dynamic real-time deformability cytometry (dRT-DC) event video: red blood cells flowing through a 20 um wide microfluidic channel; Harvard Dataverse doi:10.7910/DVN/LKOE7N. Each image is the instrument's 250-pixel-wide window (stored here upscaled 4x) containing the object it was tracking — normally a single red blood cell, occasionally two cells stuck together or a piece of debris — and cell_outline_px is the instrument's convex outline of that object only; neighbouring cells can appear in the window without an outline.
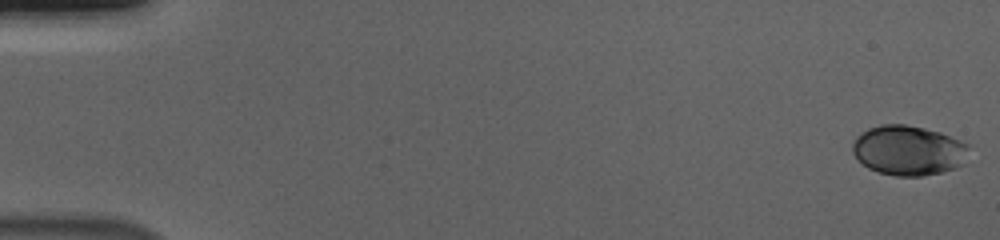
{"species": "human", "species_latin": "Homo sapiens", "temperature_condition": "cold", "stored_images_in_passage": 57, "camera_frame_rate_fps": 3000, "um_per_image_px": 0.085, "donor": {"sex": "male"}, "frame": {"image": 1, "passage_image": 1, "time_ms": 0.0, "image_size_px": [1000, 240], "cell_outline_px": [[968, 148], [964, 164], [956, 168], [940, 172], [920, 176], [896, 176], [880, 172], [868, 168], [852, 152], [852, 144], [856, 136], [868, 128], [880, 124], [904, 124], [924, 128], [940, 132], [960, 140], [968, 144]], "centroid_in_image_um": [77.21, 12.77], "position_along_channel_um": 7.8, "area_um2": 33.76}}
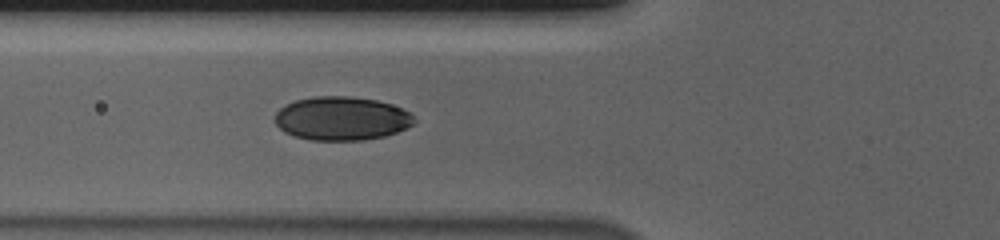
{"frame": {"image": 2, "passage_image": 22, "time_ms": 7.0, "image_size_px": [1000, 240], "cell_outline_px": [[416, 120], [412, 124], [396, 132], [384, 136], [364, 140], [312, 140], [296, 136], [284, 132], [276, 124], [276, 112], [284, 104], [296, 100], [312, 96], [348, 96], [376, 100], [400, 108], [408, 112]], "centroid_in_image_um": [29.0, 10.06], "position_along_channel_um": 96.8, "area_um2": 35.14}}
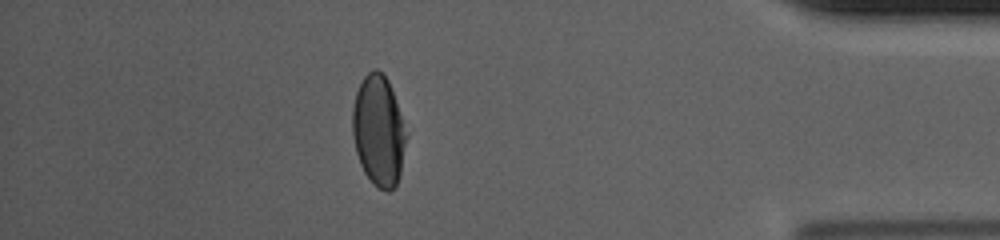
{"frame": {"image": 3, "passage_image": 50, "time_ms": 16.333, "image_size_px": [1000, 240], "cell_outline_px": [[408, 136], [400, 172], [396, 184], [388, 192], [384, 192], [364, 172], [360, 164], [356, 152], [352, 132], [352, 108], [356, 92], [364, 76], [368, 72], [376, 68], [388, 80]], "centroid_in_image_um": [32.17, 11.11], "position_along_channel_um": 403.0, "area_um2": 34.33}, "authors_computed_cell_mechanics": {"area_um2": 34.8534, "velocity_mm_per_s": 3.6889, "shape_relaxation_time_tau1_ms": 3.4289, "shape_relaxation_time_tau2_ms": null, "deformation_change_tau1": 0.1371, "deformation_change_tau2": null}}